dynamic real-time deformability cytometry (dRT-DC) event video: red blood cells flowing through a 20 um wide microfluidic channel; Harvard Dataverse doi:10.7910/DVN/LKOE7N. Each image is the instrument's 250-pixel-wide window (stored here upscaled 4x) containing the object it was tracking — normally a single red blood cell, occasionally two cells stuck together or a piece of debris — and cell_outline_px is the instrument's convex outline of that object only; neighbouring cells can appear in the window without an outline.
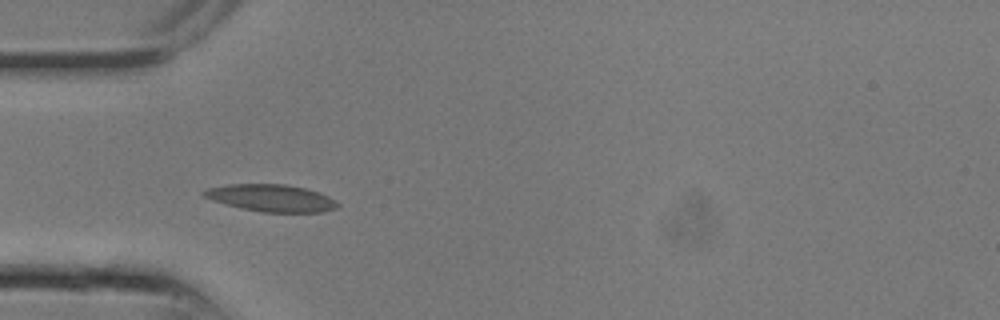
{"species": "common noctule bat (a hibernating species)", "species_latin": "Nyctalus noctula", "temperature_condition": "room temperature", "stored_images_in_passage": 9, "camera_frame_rate_fps": 3000, "um_per_image_px": 0.085, "animal": {"sex": "male", "body_mass_g": 13.3}, "frame": {"image": 1, "passage_image": 6, "time_ms": 1.667, "image_size_px": [1000, 320], "cell_outline_px": [[340, 204], [336, 208], [324, 212], [260, 212], [240, 208], [224, 204], [212, 200], [204, 196], [200, 192], [208, 188], [228, 184], [284, 184], [304, 188], [328, 196]], "centroid_in_image_um": [23.02, 16.84], "position_along_channel_um": 62.0, "area_um2": 21.1}}
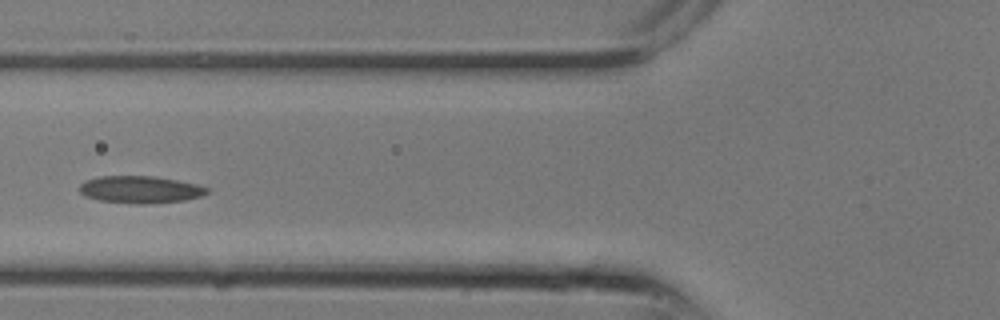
{"frame": {"image": 2, "passage_image": 8, "time_ms": 2.333, "image_size_px": [1000, 320], "cell_outline_px": [[208, 192], [200, 196], [184, 200], [144, 204], [136, 204], [100, 200], [84, 196], [80, 192], [80, 184], [84, 180], [100, 176], [152, 176], [176, 180], [196, 184], [208, 188]], "centroid_in_image_um": [11.88, 16.11], "position_along_channel_um": 113.9, "area_um2": 20.06}}